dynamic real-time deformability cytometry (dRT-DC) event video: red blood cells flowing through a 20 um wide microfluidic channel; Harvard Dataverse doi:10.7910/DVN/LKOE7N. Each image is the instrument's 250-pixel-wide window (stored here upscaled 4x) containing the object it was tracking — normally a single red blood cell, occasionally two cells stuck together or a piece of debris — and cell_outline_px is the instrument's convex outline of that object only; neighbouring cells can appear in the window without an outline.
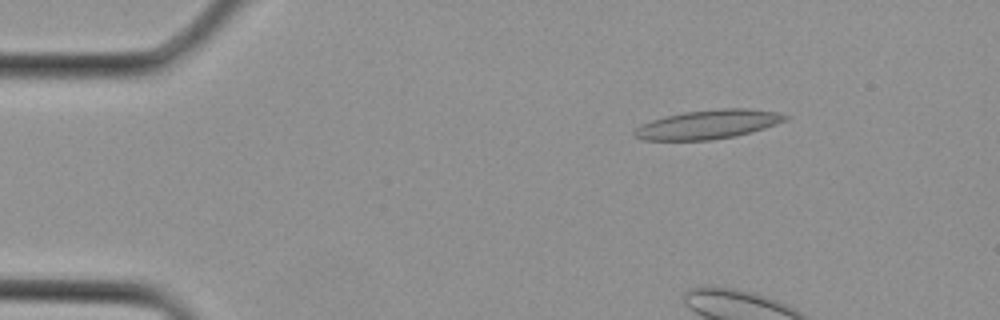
{"species": "Egyptian fruit bat (a non-hibernating species)", "species_latin": "Rousettus aegyptiacus", "temperature_condition": "cold", "stored_images_in_passage": 2, "camera_frame_rate_fps": 3000, "um_per_image_px": 0.085, "animal": {"sex": "female"}, "frame": {"image": 1, "passage_image": 1, "time_ms": 0.0, "image_size_px": [1000, 320], "cell_outline_px": [[788, 120], [752, 132], [736, 136], [712, 140], [644, 140], [632, 136], [632, 132], [640, 124], [664, 116], [684, 112], [720, 108], [748, 108], [776, 112], [788, 116]], "centroid_in_image_um": [60.16, 10.58], "position_along_channel_um": 24.8, "area_um2": 25.66}}